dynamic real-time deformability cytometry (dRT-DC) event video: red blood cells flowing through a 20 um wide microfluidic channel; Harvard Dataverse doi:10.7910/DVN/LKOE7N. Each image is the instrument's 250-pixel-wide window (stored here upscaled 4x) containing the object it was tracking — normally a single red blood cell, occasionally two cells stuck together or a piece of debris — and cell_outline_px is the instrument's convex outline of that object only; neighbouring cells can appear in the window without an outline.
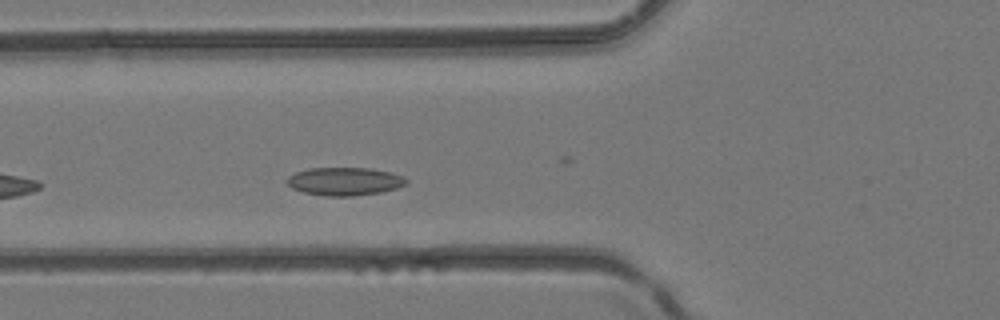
{"species": "common noctule bat (a hibernating species)", "species_latin": "Nyctalus noctula", "temperature_condition": "room temperature", "stored_images_in_passage": 8, "camera_frame_rate_fps": 3000, "um_per_image_px": 0.085, "animal": {"sex": "female", "body_mass_g": 24.6, "forearm_length_mm": 56.2}, "frame": {"image": 1, "passage_image": 5, "time_ms": 1.333, "image_size_px": [1000, 320], "cell_outline_px": [[408, 184], [396, 188], [380, 192], [352, 196], [324, 196], [304, 192], [292, 188], [288, 184], [288, 176], [296, 172], [308, 168], [372, 168], [392, 172], [404, 176], [408, 180]], "centroid_in_image_um": [29.33, 15.41], "position_along_channel_um": 96.5, "area_um2": 19.59}}